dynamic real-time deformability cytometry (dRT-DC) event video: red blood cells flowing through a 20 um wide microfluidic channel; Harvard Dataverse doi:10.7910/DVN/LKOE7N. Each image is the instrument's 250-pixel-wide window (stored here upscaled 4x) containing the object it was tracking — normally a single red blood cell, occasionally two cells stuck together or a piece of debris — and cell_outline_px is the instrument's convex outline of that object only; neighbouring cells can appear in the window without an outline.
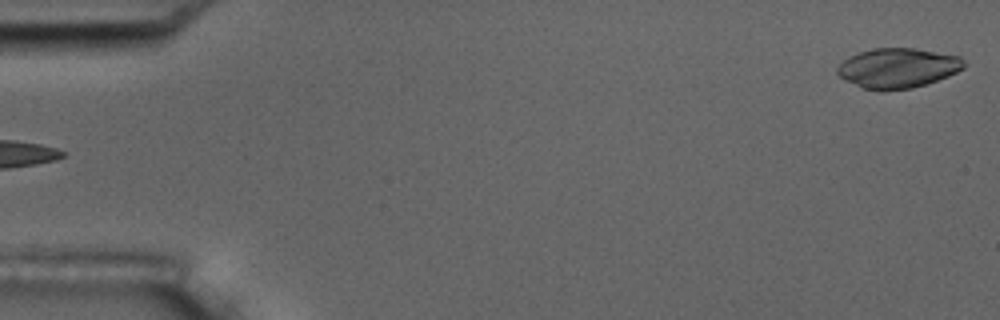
{"species": "common noctule bat (a hibernating species)", "species_latin": "Nyctalus noctula", "temperature_condition": "room temperature", "stored_images_in_passage": 4, "segment_of_instrument_passage": [2, 2], "camera_frame_rate_fps": 3000, "um_per_image_px": 0.085, "animal": {"sex": "male", "body_mass_g": 17.5, "forearm_length_mm": 52.3}, "frame": {"image": 1, "passage_image": 4, "time_ms": 4.333, "image_size_px": [1000, 320], "cell_outline_px": [[968, 64], [964, 68], [948, 76], [912, 88], [884, 92], [864, 88], [844, 80], [836, 72], [836, 68], [848, 56], [872, 48], [916, 48], [960, 56]], "centroid_in_image_um": [76.31, 5.78], "position_along_channel_um": 8.7, "area_um2": 29.65}}